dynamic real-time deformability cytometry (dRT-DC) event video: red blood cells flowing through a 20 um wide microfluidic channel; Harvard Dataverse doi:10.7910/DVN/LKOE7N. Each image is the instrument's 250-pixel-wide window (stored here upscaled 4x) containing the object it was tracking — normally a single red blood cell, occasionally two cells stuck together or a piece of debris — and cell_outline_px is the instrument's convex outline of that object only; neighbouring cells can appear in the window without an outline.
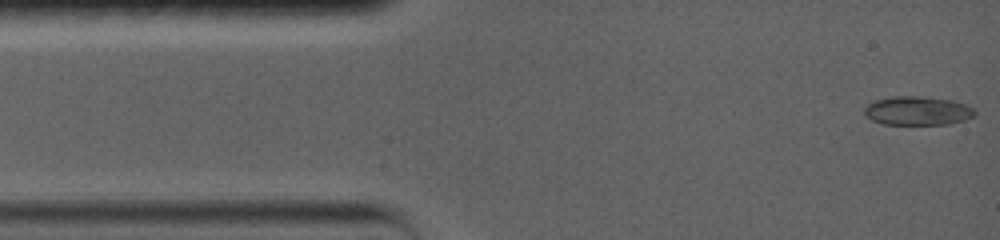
{"species": "common noctule bat (a hibernating species)", "species_latin": "Nyctalus noctula", "temperature_condition": "warm", "stored_images_in_passage": 37, "camera_frame_rate_fps": 5000, "um_per_image_px": 0.085, "animal": {"sex": "female", "body_mass_g": 19.0, "forearm_length_mm": 56.7}, "frame": {"image": 1, "passage_image": 1, "time_ms": 0.0, "image_size_px": [1000, 240], "cell_outline_px": [[976, 116], [964, 120], [948, 124], [884, 124], [872, 120], [864, 116], [864, 108], [868, 104], [876, 100], [892, 96], [916, 96], [948, 100], [964, 104], [972, 108], [976, 112]], "centroid_in_image_um": [77.96, 9.42], "position_along_channel_um": 7.0, "area_um2": 18.38}}
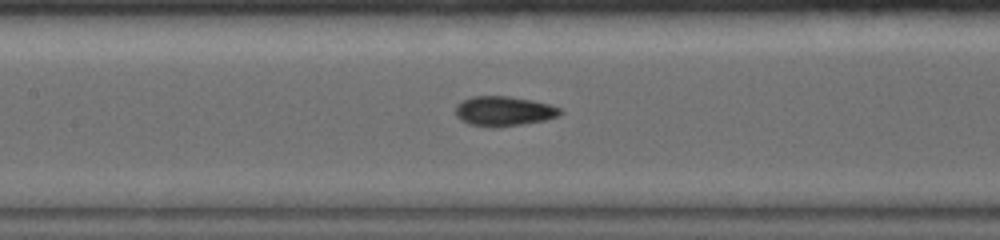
{"frame": {"image": 2, "passage_image": 16, "time_ms": 6.2, "image_size_px": [1000, 240], "cell_outline_px": [[564, 112], [560, 116], [544, 120], [496, 128], [492, 128], [468, 124], [460, 120], [456, 116], [456, 104], [472, 96], [508, 96], [532, 100], [548, 104], [560, 108]], "centroid_in_image_um": [42.81, 9.45], "position_along_channel_um": 164.6, "area_um2": 18.26}}
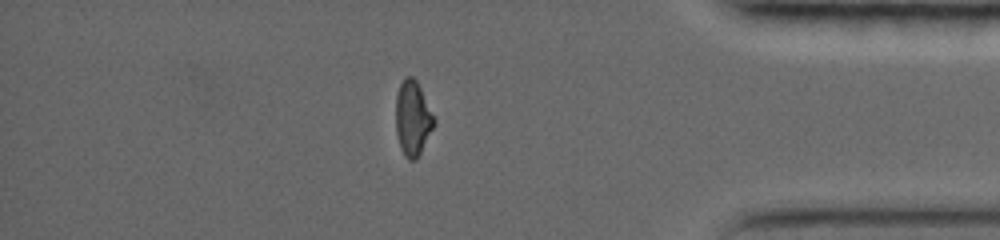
{"frame": {"image": 3, "passage_image": 31, "time_ms": 13.2, "image_size_px": [1000, 240], "cell_outline_px": [[436, 124], [416, 160], [408, 160], [404, 156], [400, 148], [396, 132], [396, 96], [400, 84], [404, 76], [412, 76], [416, 80], [436, 120]], "centroid_in_image_um": [35.08, 10.07], "position_along_channel_um": 400.1, "area_um2": 16.76}, "authors_computed_cell_mechanics": {"area_um2": 17.629, "velocity_mm_per_s": 3.7497, "shape_relaxation_time_tau1_ms": 9.311, "shape_relaxation_time_tau2_ms": null, "deformation_change_tau1": 0.2875, "deformation_change_tau2": null}}